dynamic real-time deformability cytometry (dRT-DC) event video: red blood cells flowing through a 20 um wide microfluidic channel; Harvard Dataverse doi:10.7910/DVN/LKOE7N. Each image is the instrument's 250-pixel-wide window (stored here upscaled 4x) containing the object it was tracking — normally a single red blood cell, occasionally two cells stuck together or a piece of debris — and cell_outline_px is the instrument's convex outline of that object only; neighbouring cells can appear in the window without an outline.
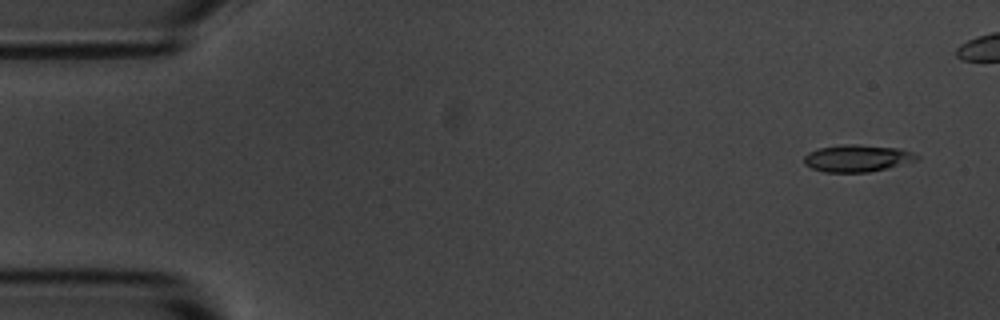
{"species": "common noctule bat (a hibernating species)", "species_latin": "Nyctalus noctula", "temperature_condition": "room temperature", "stored_images_in_passage": 5, "camera_frame_rate_fps": 3000, "um_per_image_px": 0.085, "animal": {"sex": "male", "body_mass_g": 20.1, "forearm_length_mm": 53.5}, "frame": {"image": 1, "passage_image": 1, "time_ms": 0.0, "image_size_px": [1000, 320], "cell_outline_px": [[920, 156], [916, 160], [888, 168], [868, 172], [824, 172], [812, 168], [804, 164], [804, 156], [808, 152], [820, 148], [844, 144], [856, 144], [900, 148], [912, 152]], "centroid_in_image_um": [72.86, 13.45], "position_along_channel_um": 12.1, "area_um2": 17.74}}
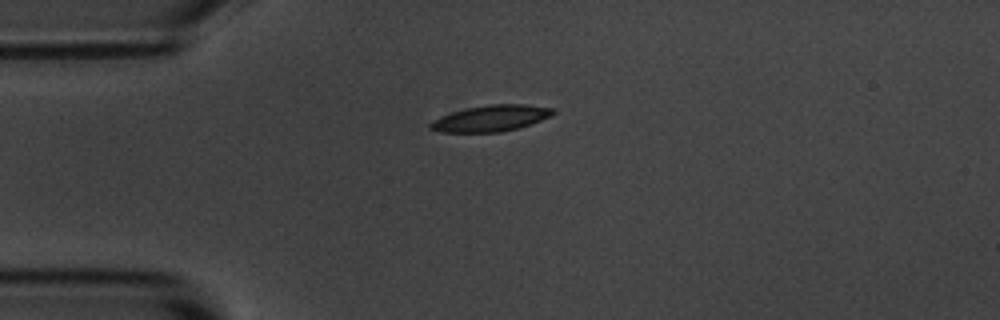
{"frame": {"image": 2, "passage_image": 5, "time_ms": 5.667, "image_size_px": [1000, 320], "cell_outline_px": [[556, 112], [532, 124], [520, 128], [500, 132], [440, 132], [428, 128], [428, 124], [432, 120], [440, 116], [452, 112], [468, 108], [488, 104], [524, 104], [556, 108]], "centroid_in_image_um": [41.72, 10.06], "position_along_channel_um": 43.3, "area_um2": 18.84}}